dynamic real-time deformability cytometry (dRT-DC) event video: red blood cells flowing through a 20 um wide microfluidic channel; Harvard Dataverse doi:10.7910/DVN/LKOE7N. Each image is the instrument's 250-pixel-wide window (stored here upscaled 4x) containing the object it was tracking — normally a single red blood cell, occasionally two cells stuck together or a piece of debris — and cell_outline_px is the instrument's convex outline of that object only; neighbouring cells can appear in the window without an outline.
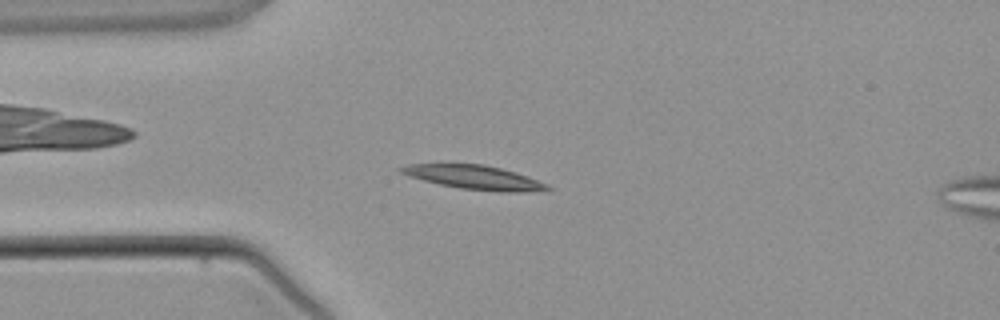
{"species": "common noctule bat (a hibernating species)", "species_latin": "Nyctalus noctula", "temperature_condition": "warm", "stored_images_in_passage": 4, "camera_frame_rate_fps": 3000, "um_per_image_px": 0.085, "animal": {"sex": "male", "body_mass_g": 21.5, "forearm_length_mm": 52.0}, "frame": {"image": 1, "passage_image": 3, "time_ms": 2.667, "image_size_px": [1000, 320], "cell_outline_px": [[552, 188], [528, 192], [500, 192], [460, 188], [440, 184], [408, 176], [400, 172], [396, 168], [408, 164], [484, 164], [500, 168], [528, 176], [548, 184]], "centroid_in_image_um": [40.31, 15.07], "position_along_channel_um": 44.7, "area_um2": 20.35}}